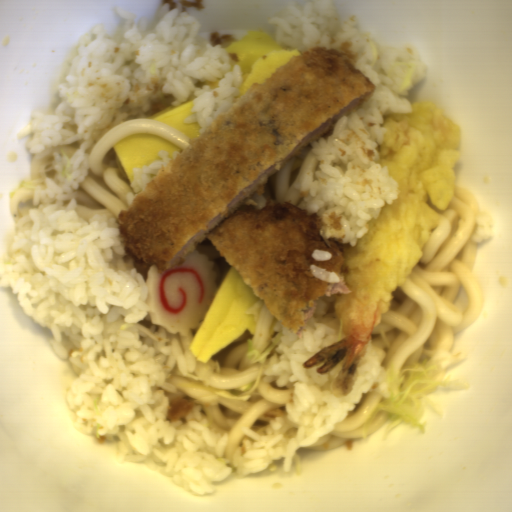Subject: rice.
Returning a JSON list of instances; mask_svg holds the SVG:
<instances>
[{
	"mask_svg": "<svg viewBox=\"0 0 512 512\" xmlns=\"http://www.w3.org/2000/svg\"><path fill=\"white\" fill-rule=\"evenodd\" d=\"M268 23L277 26V43L300 53L317 46L343 50L341 44L351 42L354 67L375 86L363 104L309 142L318 171L305 168L297 180L304 210L325 224L321 235L353 247L368 232L372 218L401 192L381 164L377 147L383 141L385 115L413 113L407 95L424 81L428 64L412 41L381 44L358 26L355 14L342 19L329 0H307L302 8L295 1Z\"/></svg>",
	"mask_w": 512,
	"mask_h": 512,
	"instance_id": "023b6e5f",
	"label": "rice"
},
{
	"mask_svg": "<svg viewBox=\"0 0 512 512\" xmlns=\"http://www.w3.org/2000/svg\"><path fill=\"white\" fill-rule=\"evenodd\" d=\"M126 23L113 37L96 24L80 36L51 80L49 111H34L19 138L42 154L54 145L81 141L71 159L55 151L53 177L44 179L6 237L0 289L9 286L20 309L50 331L55 353L74 373L67 410L78 432L114 440L120 461L151 460L162 474L193 496L217 491L233 469L220 458L228 432L220 435L203 419L202 404L183 419L166 416L171 372L167 355H155L135 326L149 314L146 281L132 264L109 214L88 222L65 206L89 172L88 157L104 134L150 109L154 86L180 105L196 94L184 123L199 124V137L235 102L242 65L216 43L195 45L201 25L171 7L146 37L145 16L113 7ZM135 167L132 189L143 191L170 161L190 148Z\"/></svg>",
	"mask_w": 512,
	"mask_h": 512,
	"instance_id": "652b925c",
	"label": "rice"
},
{
	"mask_svg": "<svg viewBox=\"0 0 512 512\" xmlns=\"http://www.w3.org/2000/svg\"><path fill=\"white\" fill-rule=\"evenodd\" d=\"M328 305L324 296L316 299L315 312L300 338L283 325L275 347L280 361L265 371L278 377L274 383L279 387H293L295 397L285 408L287 414L272 419L266 431L242 428L244 440L232 459L240 475L256 474L281 458L282 469L289 474L299 446L326 437L358 406L363 393L369 392L374 383H378L376 390L386 399L393 397L390 377L381 366L383 348L374 344L370 336L356 381L344 397H337L331 384L346 356L323 373H318V368L326 360L312 367L303 366L323 348L347 337L337 318L324 316Z\"/></svg>",
	"mask_w": 512,
	"mask_h": 512,
	"instance_id": "8eca5e8b",
	"label": "rice"
},
{
	"mask_svg": "<svg viewBox=\"0 0 512 512\" xmlns=\"http://www.w3.org/2000/svg\"><path fill=\"white\" fill-rule=\"evenodd\" d=\"M310 274L318 278L319 280L328 283H341L340 277L335 271H328L327 269L321 268L315 263L309 265Z\"/></svg>",
	"mask_w": 512,
	"mask_h": 512,
	"instance_id": "b023fe2a",
	"label": "rice"
},
{
	"mask_svg": "<svg viewBox=\"0 0 512 512\" xmlns=\"http://www.w3.org/2000/svg\"><path fill=\"white\" fill-rule=\"evenodd\" d=\"M332 256V253L325 249L313 248L311 252V257L314 261L330 260Z\"/></svg>",
	"mask_w": 512,
	"mask_h": 512,
	"instance_id": "e3fd555f",
	"label": "rice"
},
{
	"mask_svg": "<svg viewBox=\"0 0 512 512\" xmlns=\"http://www.w3.org/2000/svg\"><path fill=\"white\" fill-rule=\"evenodd\" d=\"M477 224L480 231L475 236V244L493 238L495 219L486 211H478Z\"/></svg>",
	"mask_w": 512,
	"mask_h": 512,
	"instance_id": "acb35da6",
	"label": "rice"
}]
</instances>
